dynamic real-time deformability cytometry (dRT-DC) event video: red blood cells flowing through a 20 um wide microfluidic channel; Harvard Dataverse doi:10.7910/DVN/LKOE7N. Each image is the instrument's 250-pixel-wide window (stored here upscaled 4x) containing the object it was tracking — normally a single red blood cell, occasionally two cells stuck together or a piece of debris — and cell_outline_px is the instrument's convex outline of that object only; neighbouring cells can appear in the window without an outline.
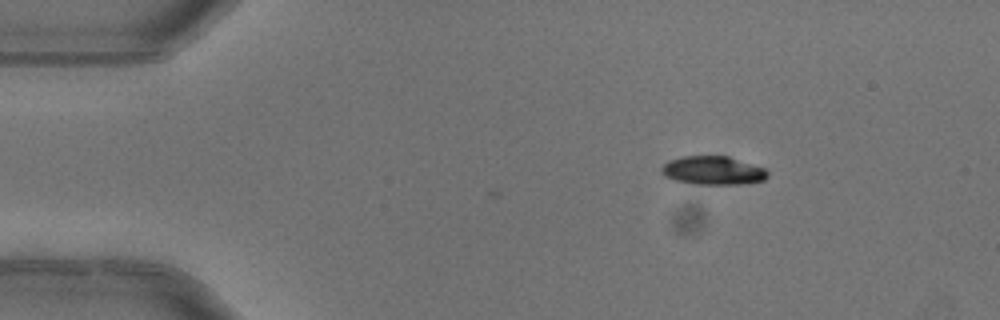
{"species": "common noctule bat (a hibernating species)", "species_latin": "Nyctalus noctula", "temperature_condition": "warm", "stored_images_in_passage": 5, "camera_frame_rate_fps": 3000, "um_per_image_px": 0.085, "animal": {"sex": "female"}, "frame": {"image": 1, "passage_image": 1, "time_ms": 0.0, "image_size_px": [1000, 320], "cell_outline_px": [[768, 176], [764, 180], [740, 184], [692, 184], [676, 180], [664, 176], [660, 172], [660, 168], [668, 160], [684, 156], [728, 156], [764, 168], [768, 172]], "centroid_in_image_um": [60.57, 14.49], "position_along_channel_um": 24.4, "area_um2": 17.63}}
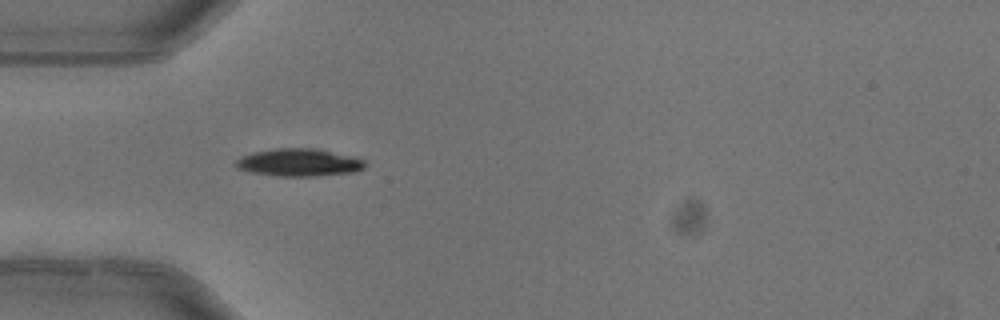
{"frame": {"image": 2, "passage_image": 3, "time_ms": 0.667, "image_size_px": [1000, 320], "cell_outline_px": [[364, 168], [352, 172], [308, 176], [284, 176], [256, 172], [236, 168], [236, 160], [240, 156], [252, 152], [276, 148], [320, 148], [356, 156], [364, 160]], "centroid_in_image_um": [25.45, 13.78], "position_along_channel_um": 59.6, "area_um2": 20.69}}
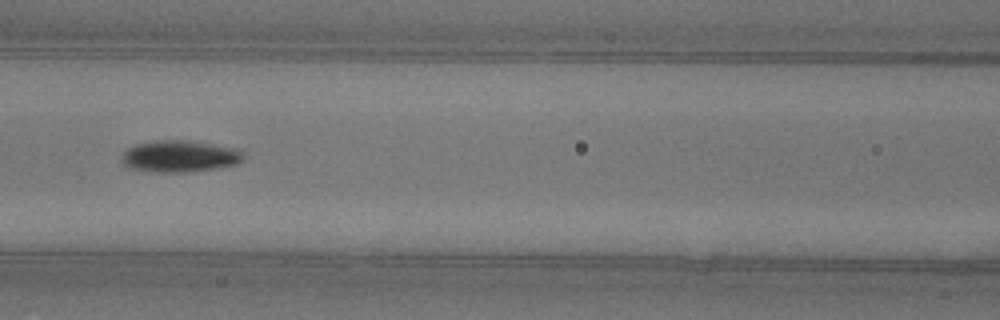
{"frame": {"image": 3, "passage_image": 5, "time_ms": 1.333, "image_size_px": [1000, 320], "cell_outline_px": [[244, 156], [236, 164], [212, 168], [184, 172], [152, 172], [128, 168], [120, 160], [124, 152], [128, 148], [136, 144], [156, 140], [188, 140], [240, 148], [244, 152]], "centroid_in_image_um": [15.26, 13.27], "position_along_channel_um": 151.3, "area_um2": 22.54}}